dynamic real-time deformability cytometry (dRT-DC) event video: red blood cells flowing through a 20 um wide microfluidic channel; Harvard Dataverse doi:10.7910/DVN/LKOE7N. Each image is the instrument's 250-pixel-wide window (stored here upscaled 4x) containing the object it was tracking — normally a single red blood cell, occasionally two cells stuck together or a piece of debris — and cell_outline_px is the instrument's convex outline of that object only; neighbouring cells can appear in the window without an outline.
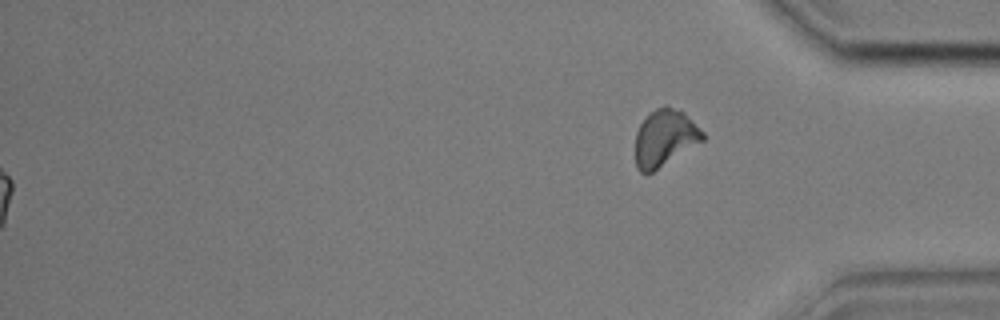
{"species": "common noctule bat (a hibernating species)", "species_latin": "Nyctalus noctula", "temperature_condition": "cold", "stored_images_in_passage": 49, "segment_of_instrument_passage": [2, 2], "camera_frame_rate_fps": 3000, "um_per_image_px": 0.085, "animal": {"sex": "male", "body_mass_g": 17.9, "forearm_length_mm": 54.2}, "frame": {"image": 1, "passage_image": 49, "time_ms": 16.0, "image_size_px": [1000, 320], "cell_outline_px": [[704, 140], [648, 176], [640, 172], [636, 168], [636, 132], [640, 124], [656, 108], [664, 104], [668, 104], [684, 112], [704, 132]], "centroid_in_image_um": [56.51, 11.75], "position_along_channel_um": 378.7, "area_um2": 22.54}}